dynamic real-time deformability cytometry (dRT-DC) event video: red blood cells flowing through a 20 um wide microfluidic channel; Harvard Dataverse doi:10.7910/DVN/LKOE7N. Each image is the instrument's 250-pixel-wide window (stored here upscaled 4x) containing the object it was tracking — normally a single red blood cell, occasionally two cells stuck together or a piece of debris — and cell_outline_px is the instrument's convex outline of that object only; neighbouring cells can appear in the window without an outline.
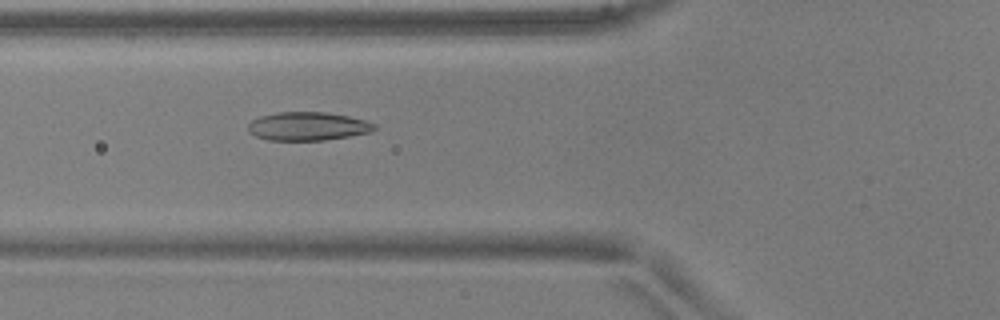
{"species": "common noctule bat (a hibernating species)", "species_latin": "Nyctalus noctula", "temperature_condition": "warm", "stored_images_in_passage": 25, "camera_frame_rate_fps": 3000, "um_per_image_px": 0.085, "animal": {"sex": "male", "body_mass_g": 17.9, "forearm_length_mm": 54.2}, "frame": {"image": 1, "passage_image": 9, "time_ms": 2.667, "image_size_px": [1000, 320], "cell_outline_px": [[376, 128], [372, 132], [324, 140], [268, 140], [256, 136], [248, 132], [248, 124], [252, 120], [260, 116], [276, 112], [324, 112], [348, 116], [364, 120], [376, 124]], "centroid_in_image_um": [26.15, 10.73], "position_along_channel_um": 99.7, "area_um2": 20.92}}
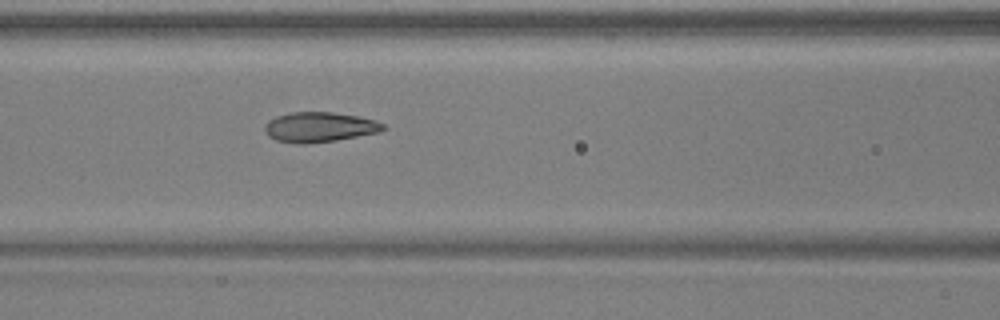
{"frame": {"image": 2, "passage_image": 12, "time_ms": 3.667, "image_size_px": [1000, 320], "cell_outline_px": [[388, 128], [380, 132], [336, 140], [308, 144], [296, 144], [276, 140], [268, 136], [264, 132], [264, 124], [268, 120], [276, 116], [292, 112], [332, 112], [360, 116], [376, 120], [384, 124]], "centroid_in_image_um": [27.15, 10.8], "position_along_channel_um": 139.4, "area_um2": 21.04}}
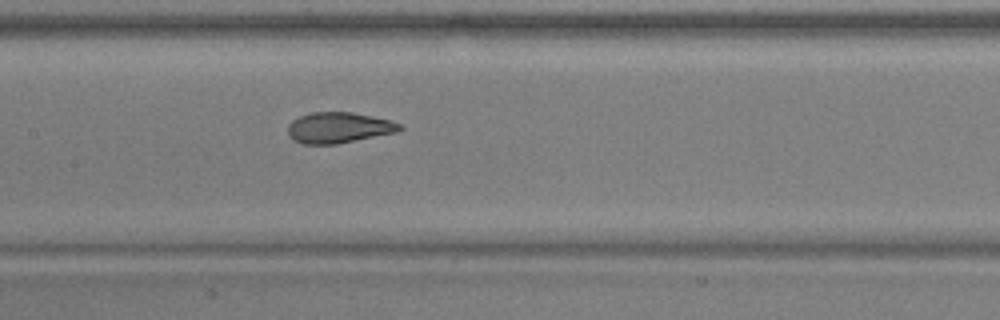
{"frame": {"image": 3, "passage_image": 15, "time_ms": 4.667, "image_size_px": [1000, 320], "cell_outline_px": [[404, 128], [396, 132], [336, 144], [304, 144], [292, 140], [288, 136], [288, 124], [292, 120], [300, 116], [312, 112], [352, 112], [372, 116], [388, 120], [400, 124]], "centroid_in_image_um": [28.74, 10.85], "position_along_channel_um": 178.7, "area_um2": 20.0}}